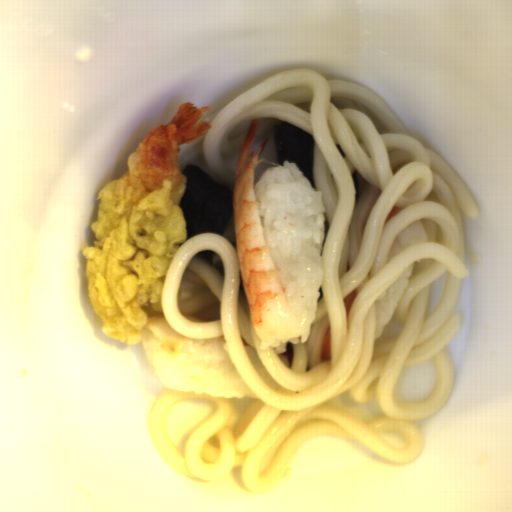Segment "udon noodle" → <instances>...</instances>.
I'll return each mask as SVG.
<instances>
[{"instance_id": "1", "label": "udon noodle", "mask_w": 512, "mask_h": 512, "mask_svg": "<svg viewBox=\"0 0 512 512\" xmlns=\"http://www.w3.org/2000/svg\"><path fill=\"white\" fill-rule=\"evenodd\" d=\"M252 119L258 134L249 154L268 138L254 187L278 165L274 125L291 123L314 139L313 188L325 208L314 322L305 342L282 353L267 348L251 323L233 214L223 235L185 239L166 271L164 320L181 336L223 338L254 398L169 388L149 415L153 442L187 478L212 482L239 469L253 494L273 491L299 447L318 436L362 443L392 463L414 462L424 448L417 420L437 413L454 388L447 347L461 331L456 309L470 275L464 226L482 210L447 160L414 137L377 92L310 67L280 71L228 103L206 134L180 145L181 173L195 165L234 190ZM419 218L428 240L388 262L399 232ZM411 264L408 287L375 339V302ZM329 327L332 360L323 361ZM428 360L438 372L431 395L393 399L400 370ZM197 398L211 401L215 414L180 453L164 432L166 415Z\"/></svg>"}]
</instances>
